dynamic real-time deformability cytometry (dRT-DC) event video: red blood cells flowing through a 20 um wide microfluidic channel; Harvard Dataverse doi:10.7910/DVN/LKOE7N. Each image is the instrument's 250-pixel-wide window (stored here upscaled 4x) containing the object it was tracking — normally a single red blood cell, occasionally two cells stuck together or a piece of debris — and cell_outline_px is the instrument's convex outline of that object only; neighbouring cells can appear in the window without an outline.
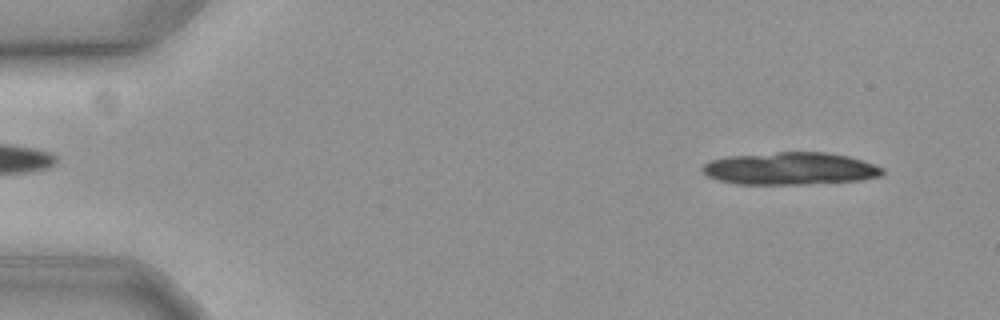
{"species": "common noctule bat (a hibernating species)", "species_latin": "Nyctalus noctula", "temperature_condition": "cold", "stored_images_in_passage": 16, "camera_frame_rate_fps": 3000, "um_per_image_px": 0.085, "animal": {"sex": "female", "body_mass_g": 19.3, "forearm_length_mm": 54.1}, "frame": {"image": 1, "passage_image": 4, "time_ms": 1.0, "image_size_px": [1000, 320], "cell_outline_px": [[884, 172], [880, 176], [860, 180], [804, 184], [736, 184], [720, 180], [708, 176], [700, 168], [704, 164], [712, 160], [728, 156], [776, 152], [828, 152], [848, 156], [884, 168]], "centroid_in_image_um": [67.16, 14.32], "position_along_channel_um": 17.8, "area_um2": 33.87}}